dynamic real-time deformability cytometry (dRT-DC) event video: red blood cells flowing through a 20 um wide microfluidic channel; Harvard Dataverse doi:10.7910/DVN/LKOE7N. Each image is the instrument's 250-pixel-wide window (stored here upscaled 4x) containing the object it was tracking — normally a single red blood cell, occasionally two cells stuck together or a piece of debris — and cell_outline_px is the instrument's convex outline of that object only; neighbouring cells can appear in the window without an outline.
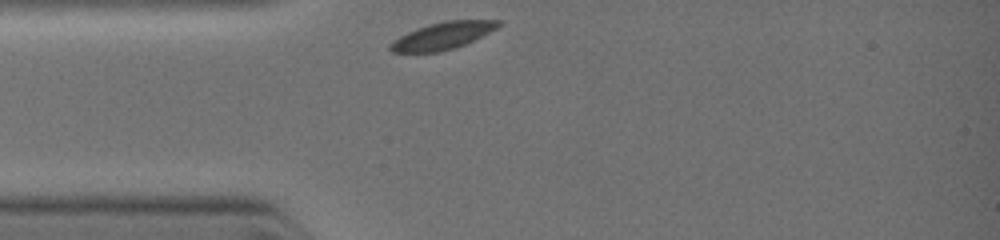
{"species": "common noctule bat (a hibernating species)", "species_latin": "Nyctalus noctula", "temperature_condition": "warm", "stored_images_in_passage": 19, "camera_frame_rate_fps": 3000, "um_per_image_px": 0.085, "animal": {"sex": "female", "body_mass_g": 19.0, "forearm_length_mm": 51.5}, "frame": {"image": 1, "passage_image": 1, "time_ms": 0.0, "image_size_px": [1000, 240], "cell_outline_px": [[500, 24], [496, 28], [464, 44], [440, 52], [392, 52], [388, 48], [388, 44], [392, 40], [416, 28], [428, 24], [444, 20], [500, 20]], "centroid_in_image_um": [37.54, 3.03], "position_along_channel_um": 47.5, "area_um2": 16.88}}
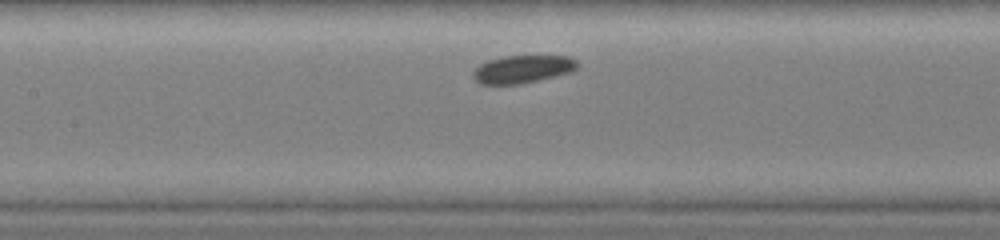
{"frame": {"image": 2, "passage_image": 11, "time_ms": 2.333, "image_size_px": [1000, 240], "cell_outline_px": [[580, 64], [572, 72], [520, 84], [480, 84], [472, 76], [472, 72], [480, 64], [488, 60], [500, 56], [572, 56]], "centroid_in_image_um": [44.43, 5.87], "position_along_channel_um": 163.0, "area_um2": 16.99}}
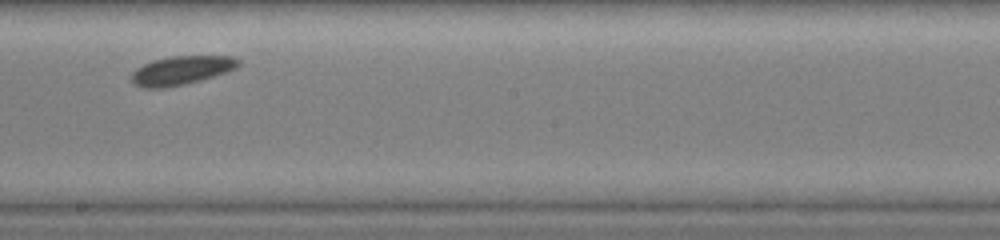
{"frame": {"image": 3, "passage_image": 15, "time_ms": 3.667, "image_size_px": [1000, 240], "cell_outline_px": [[240, 64], [236, 68], [200, 80], [184, 84], [164, 88], [144, 88], [132, 84], [132, 72], [136, 68], [152, 60], [168, 56], [236, 56], [240, 60]], "centroid_in_image_um": [15.39, 5.97], "position_along_channel_um": 232.8, "area_um2": 17.92}}